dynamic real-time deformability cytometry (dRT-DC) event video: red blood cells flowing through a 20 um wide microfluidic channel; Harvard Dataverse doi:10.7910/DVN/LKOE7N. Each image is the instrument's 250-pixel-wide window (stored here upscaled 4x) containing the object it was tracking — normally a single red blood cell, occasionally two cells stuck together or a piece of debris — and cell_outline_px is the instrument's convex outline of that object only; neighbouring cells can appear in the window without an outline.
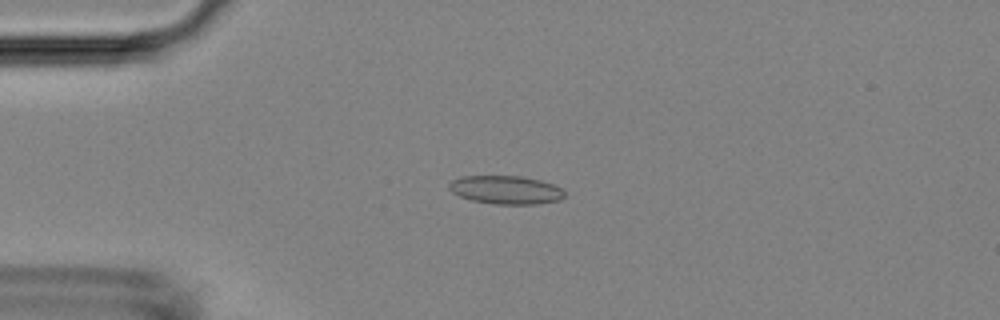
{"species": "Egyptian fruit bat (a non-hibernating species)", "species_latin": "Rousettus aegyptiacus", "temperature_condition": "room temperature", "stored_images_in_passage": 52, "camera_frame_rate_fps": 3000, "um_per_image_px": 0.085, "animal": {"sex": "female"}, "frame": {"image": 1, "passage_image": 12, "time_ms": 3.667, "image_size_px": [1000, 320], "cell_outline_px": [[564, 196], [560, 200], [536, 204], [492, 204], [472, 200], [460, 196], [452, 192], [448, 188], [448, 184], [452, 180], [460, 176], [524, 176], [540, 180], [552, 184], [560, 188], [564, 192]], "centroid_in_image_um": [42.97, 16.13], "position_along_channel_um": 42.0, "area_um2": 19.13}}
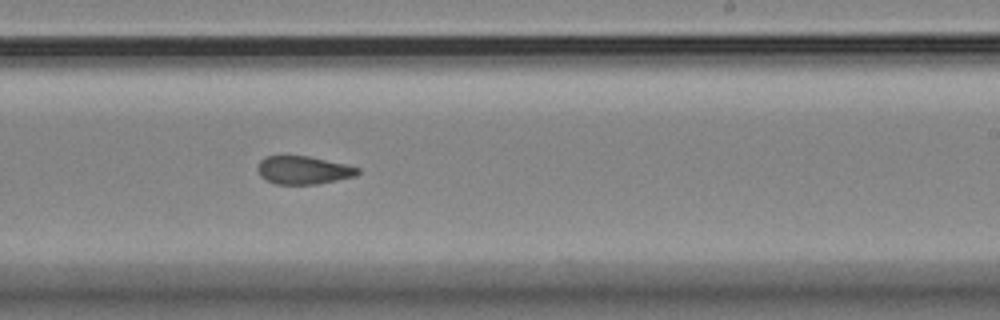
{"frame": {"image": 2, "passage_image": 31, "time_ms": 10.0, "image_size_px": [1000, 320], "cell_outline_px": [[360, 172], [356, 176], [316, 184], [276, 184], [264, 180], [260, 176], [256, 168], [260, 160], [264, 156], [308, 156], [348, 164], [360, 168]], "centroid_in_image_um": [25.78, 14.46], "position_along_channel_um": 263.2, "area_um2": 16.59}}
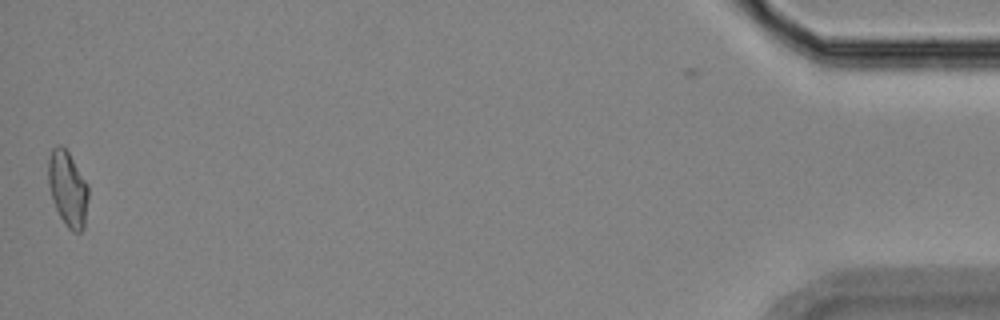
{"frame": {"image": 3, "passage_image": 51, "time_ms": 16.667, "image_size_px": [1000, 320], "cell_outline_px": [[88, 200], [84, 228], [80, 232], [72, 232], [64, 224], [52, 200], [48, 184], [48, 160], [52, 148], [56, 144], [60, 144], [68, 152], [88, 184]], "centroid_in_image_um": [5.75, 16.05], "position_along_channel_um": 429.4, "area_um2": 17.69}, "authors_computed_cell_mechanics": {"area_um2": 17.2822, "velocity_mm_per_s": 3.848, "shape_relaxation_time_tau1_ms": null, "shape_relaxation_time_tau2_ms": 3.7588, "deformation_change_tau1": null, "deformation_change_tau2": 0.0971}}